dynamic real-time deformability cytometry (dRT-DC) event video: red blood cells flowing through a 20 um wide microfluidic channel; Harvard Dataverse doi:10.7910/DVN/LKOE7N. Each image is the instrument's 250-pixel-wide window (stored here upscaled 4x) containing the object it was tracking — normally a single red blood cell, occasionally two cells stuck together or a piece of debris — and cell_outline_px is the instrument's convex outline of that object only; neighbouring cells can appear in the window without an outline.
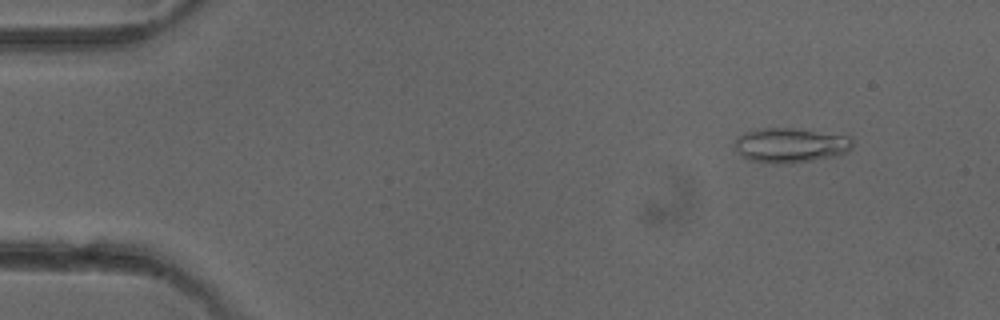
{"species": "common noctule bat (a hibernating species)", "species_latin": "Nyctalus noctula", "temperature_condition": "cold", "stored_images_in_passage": 7, "camera_frame_rate_fps": 3000, "um_per_image_px": 0.085, "animal": {"sex": "female"}, "frame": {"image": 1, "passage_image": 2, "time_ms": 1.0, "image_size_px": [1000, 320], "cell_outline_px": [[852, 148], [848, 152], [836, 156], [788, 164], [772, 164], [748, 160], [736, 152], [732, 148], [736, 136], [744, 132], [756, 128], [796, 128], [852, 136]], "centroid_in_image_um": [67.14, 12.34], "position_along_channel_um": 17.9, "area_um2": 24.57}}
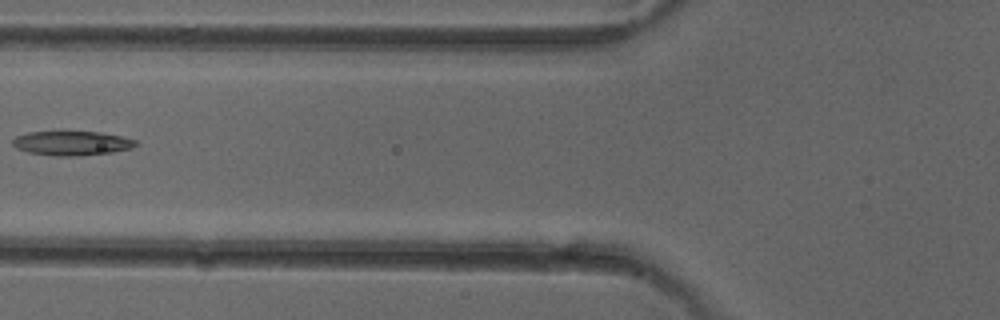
{"frame": {"image": 2, "passage_image": 6, "time_ms": 6.0, "image_size_px": [1000, 320], "cell_outline_px": [[136, 144], [128, 148], [112, 152], [80, 156], [56, 156], [28, 152], [16, 148], [12, 144], [12, 140], [16, 136], [28, 132], [64, 128], [100, 132], [120, 136], [136, 140]], "centroid_in_image_um": [6.01, 12.11], "position_along_channel_um": 119.8, "area_um2": 18.26}}
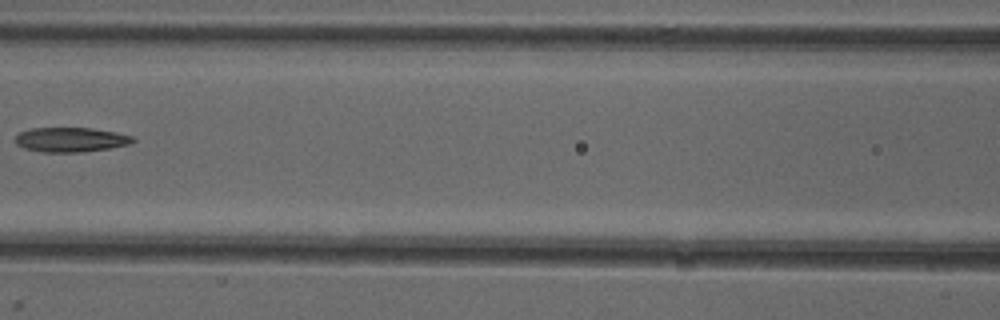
{"frame": {"image": 3, "passage_image": 7, "time_ms": 7.0, "image_size_px": [1000, 320], "cell_outline_px": [[136, 140], [128, 144], [108, 148], [84, 152], [44, 152], [24, 148], [16, 144], [16, 136], [20, 132], [32, 128], [92, 128], [116, 132], [132, 136]], "centroid_in_image_um": [6.01, 11.87], "position_along_channel_um": 160.6, "area_um2": 16.7}}